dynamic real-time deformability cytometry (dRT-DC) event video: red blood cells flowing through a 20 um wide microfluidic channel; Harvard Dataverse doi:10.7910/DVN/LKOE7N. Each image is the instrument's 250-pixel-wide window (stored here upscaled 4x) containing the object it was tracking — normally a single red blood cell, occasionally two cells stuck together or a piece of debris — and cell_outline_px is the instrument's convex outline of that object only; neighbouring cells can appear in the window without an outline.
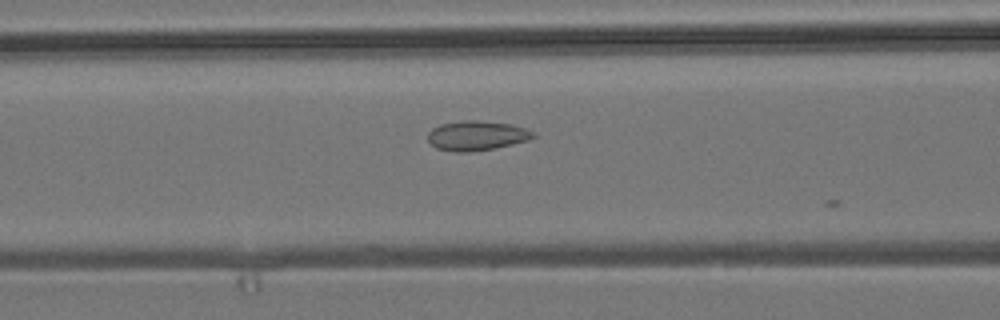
{"species": "common noctule bat (a hibernating species)", "species_latin": "Nyctalus noctula", "temperature_condition": "room temperature", "stored_images_in_passage": 23, "camera_frame_rate_fps": 3000, "um_per_image_px": 0.085, "animal": {"sex": "male", "body_mass_g": 19.2, "forearm_length_mm": 51.8}, "frame": {"image": 1, "passage_image": 22, "time_ms": 7.0, "image_size_px": [1000, 320], "cell_outline_px": [[536, 136], [528, 140], [512, 144], [492, 148], [468, 152], [452, 152], [436, 148], [428, 140], [428, 132], [432, 128], [440, 124], [460, 120], [476, 120], [508, 124], [524, 128], [536, 132]], "centroid_in_image_um": [40.49, 11.52], "position_along_channel_um": 126.1, "area_um2": 18.15}}